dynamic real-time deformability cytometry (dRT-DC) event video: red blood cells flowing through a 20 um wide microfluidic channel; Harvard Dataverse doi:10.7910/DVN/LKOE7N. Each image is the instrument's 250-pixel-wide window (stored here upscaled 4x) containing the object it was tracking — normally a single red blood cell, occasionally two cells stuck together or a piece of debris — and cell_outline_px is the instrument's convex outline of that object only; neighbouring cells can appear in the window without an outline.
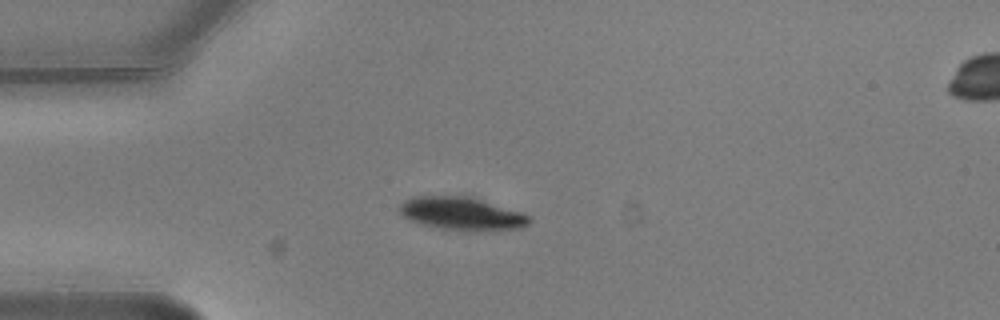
{"species": "common noctule bat (a hibernating species)", "species_latin": "Nyctalus noctula", "temperature_condition": "warm", "stored_images_in_passage": 2, "camera_frame_rate_fps": 3000, "um_per_image_px": 0.085, "animal": {"sex": "male", "body_mass_g": 20.5, "forearm_length_mm": 52.5}, "frame": {"image": 1, "passage_image": 1, "time_ms": 0.0, "image_size_px": [1000, 320], "cell_outline_px": [[532, 220], [528, 224], [520, 228], [476, 232], [464, 232], [440, 228], [420, 224], [404, 216], [396, 208], [404, 200], [416, 196], [472, 196], [520, 212], [528, 216]], "centroid_in_image_um": [39.24, 18.17], "position_along_channel_um": 45.8, "area_um2": 25.26}}